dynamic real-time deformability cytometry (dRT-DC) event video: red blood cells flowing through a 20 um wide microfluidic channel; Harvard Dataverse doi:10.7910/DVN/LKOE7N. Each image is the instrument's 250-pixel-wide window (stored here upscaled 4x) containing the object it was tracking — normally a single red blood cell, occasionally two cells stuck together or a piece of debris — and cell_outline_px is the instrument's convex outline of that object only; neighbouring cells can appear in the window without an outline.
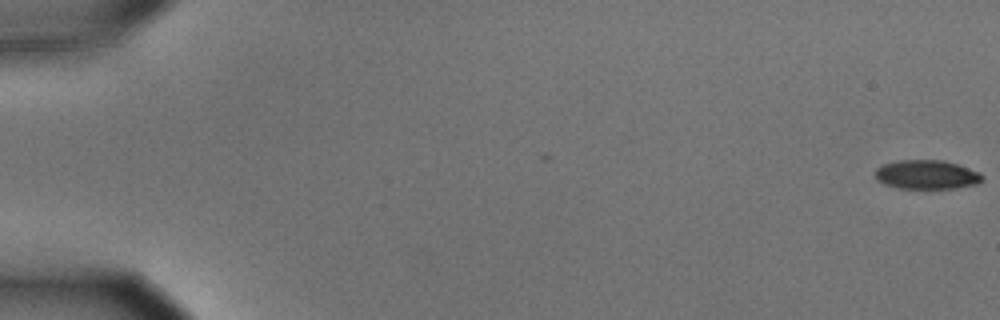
{"species": "common noctule bat (a hibernating species)", "species_latin": "Nyctalus noctula", "temperature_condition": "cold", "stored_images_in_passage": 58, "camera_frame_rate_fps": 3000, "um_per_image_px": 0.085, "animal": {"sex": "male", "body_mass_g": 15.6}, "frame": {"image": 1, "passage_image": 1, "time_ms": 0.0, "image_size_px": [1000, 320], "cell_outline_px": [[984, 180], [976, 184], [956, 188], [900, 188], [884, 184], [876, 180], [872, 172], [876, 168], [884, 164], [900, 160], [944, 160], [980, 172], [984, 176]], "centroid_in_image_um": [78.75, 14.84], "position_along_channel_um": 6.3, "area_um2": 18.26}}
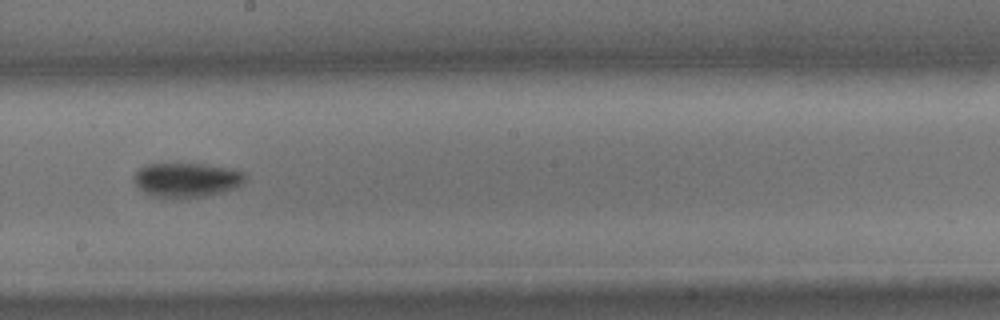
{"frame": {"image": 2, "passage_image": 34, "time_ms": 11.0, "image_size_px": [1000, 320], "cell_outline_px": [[248, 176], [240, 188], [208, 196], [172, 200], [156, 196], [144, 192], [132, 180], [132, 176], [144, 164], [204, 164], [244, 172]], "centroid_in_image_um": [15.89, 15.33], "position_along_channel_um": 232.3, "area_um2": 22.83}}
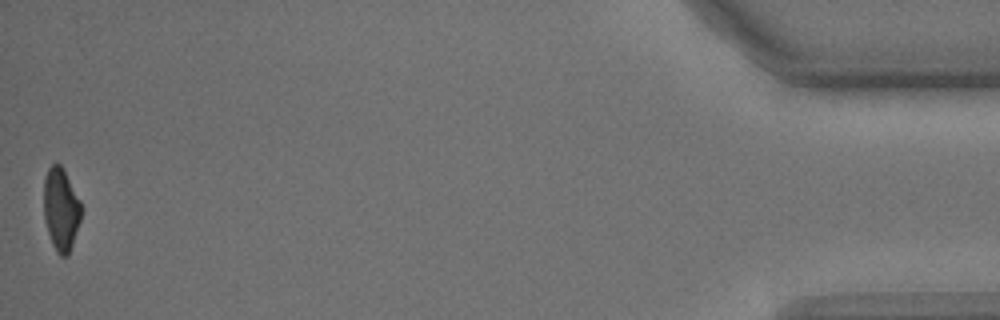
{"frame": {"image": 3, "passage_image": 58, "time_ms": 19.0, "image_size_px": [1000, 320], "cell_outline_px": [[80, 220], [68, 256], [60, 256], [56, 252], [52, 244], [44, 220], [44, 180], [48, 168], [52, 164], [60, 164], [64, 168], [80, 200]], "centroid_in_image_um": [5.17, 17.77], "position_along_channel_um": 430.0, "area_um2": 17.98}, "authors_computed_cell_mechanics": {"area_um2": 20.4323, "velocity_mm_per_s": 3.5513, "shape_relaxation_time_tau1_ms": 4.437, "shape_relaxation_time_tau2_ms": null, "deformation_change_tau1": 0.1574, "deformation_change_tau2": null}}